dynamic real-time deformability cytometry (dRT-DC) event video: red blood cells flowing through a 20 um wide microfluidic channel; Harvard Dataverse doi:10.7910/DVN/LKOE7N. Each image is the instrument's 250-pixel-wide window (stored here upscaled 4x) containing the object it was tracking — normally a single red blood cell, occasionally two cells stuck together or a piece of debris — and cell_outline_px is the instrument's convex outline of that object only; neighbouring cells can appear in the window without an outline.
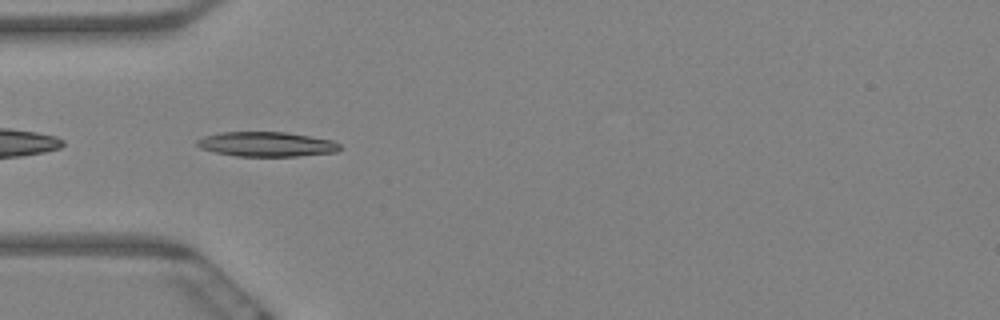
{"species": "Egyptian fruit bat (a non-hibernating species)", "species_latin": "Rousettus aegyptiacus", "temperature_condition": "warm", "stored_images_in_passage": 45, "camera_frame_rate_fps": 3000, "um_per_image_px": 0.085, "animal": {"sex": "female"}, "frame": {"image": 1, "passage_image": 2, "time_ms": 0.333, "image_size_px": [1000, 320], "cell_outline_px": [[344, 148], [336, 152], [300, 156], [236, 156], [216, 152], [200, 148], [196, 144], [196, 140], [204, 136], [220, 132], [284, 132], [332, 140], [340, 144]], "centroid_in_image_um": [22.67, 12.26], "position_along_channel_um": 62.3, "area_um2": 20.58}}
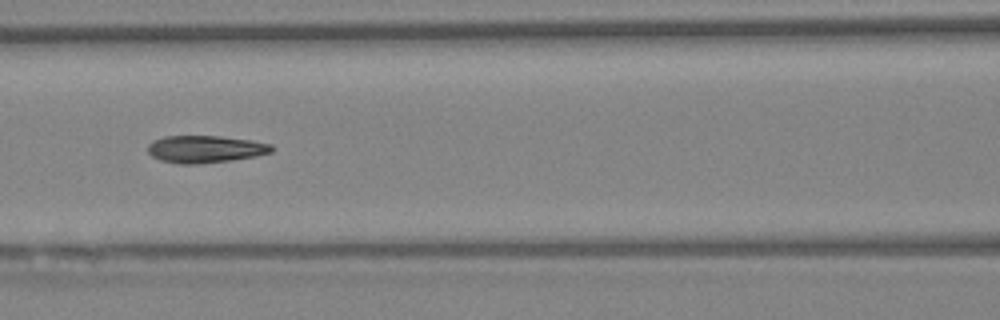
{"frame": {"image": 2, "passage_image": 10, "time_ms": 3.0, "image_size_px": [1000, 320], "cell_outline_px": [[276, 148], [272, 152], [256, 156], [232, 160], [196, 164], [176, 164], [160, 160], [152, 156], [148, 152], [148, 144], [152, 140], [164, 136], [220, 136], [252, 140], [272, 144]], "centroid_in_image_um": [17.46, 12.67], "position_along_channel_um": 149.1, "area_um2": 19.94}}
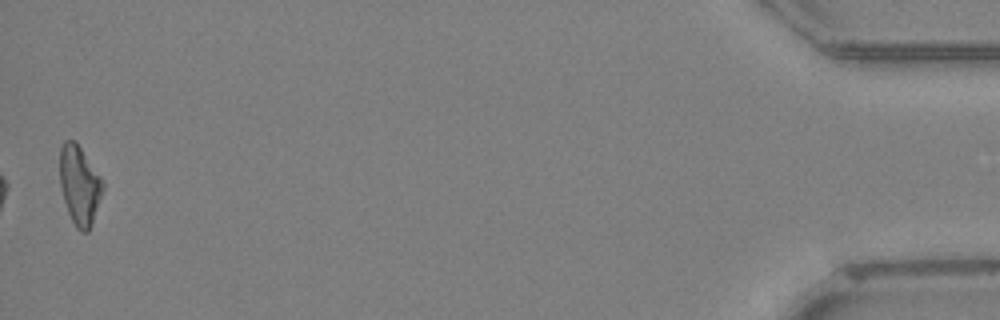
{"frame": {"image": 3, "passage_image": 44, "time_ms": 14.333, "image_size_px": [1000, 320], "cell_outline_px": [[104, 188], [92, 224], [88, 232], [80, 232], [76, 228], [68, 212], [64, 200], [60, 184], [60, 148], [64, 140], [76, 140], [100, 176], [104, 184]], "centroid_in_image_um": [6.76, 15.73], "position_along_channel_um": 428.4, "area_um2": 19.83}, "authors_computed_cell_mechanics": {"area_um2": 19.7676, "velocity_mm_per_s": 3.295, "shape_relaxation_time_tau1_ms": 6.9493, "shape_relaxation_time_tau2_ms": 2.7329, "deformation_change_tau1": 0.2143, "deformation_change_tau2": 0.1018}}